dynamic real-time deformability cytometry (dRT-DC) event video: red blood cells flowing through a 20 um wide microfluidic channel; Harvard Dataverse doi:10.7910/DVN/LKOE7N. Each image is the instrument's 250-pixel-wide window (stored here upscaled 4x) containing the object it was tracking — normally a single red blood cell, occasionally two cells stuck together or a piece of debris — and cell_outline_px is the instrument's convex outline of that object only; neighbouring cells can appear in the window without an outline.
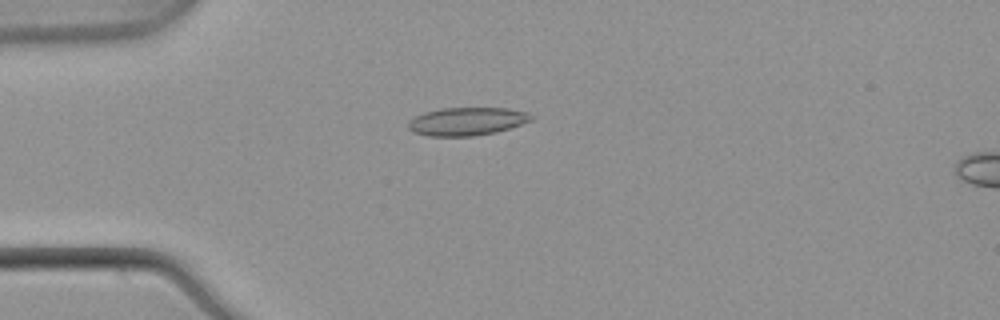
{"species": "common noctule bat (a hibernating species)", "species_latin": "Nyctalus noctula", "temperature_condition": "warm", "stored_images_in_passage": 45, "camera_frame_rate_fps": 3000, "um_per_image_px": 0.085, "animal": {"sex": "male", "body_mass_g": 21.5, "forearm_length_mm": 52.0}, "frame": {"image": 1, "passage_image": 6, "time_ms": 1.667, "image_size_px": [1000, 320], "cell_outline_px": [[532, 120], [496, 132], [472, 136], [428, 136], [416, 132], [408, 128], [408, 120], [424, 112], [440, 108], [508, 108], [528, 112], [532, 116]], "centroid_in_image_um": [39.67, 10.31], "position_along_channel_um": 45.3, "area_um2": 20.0}}
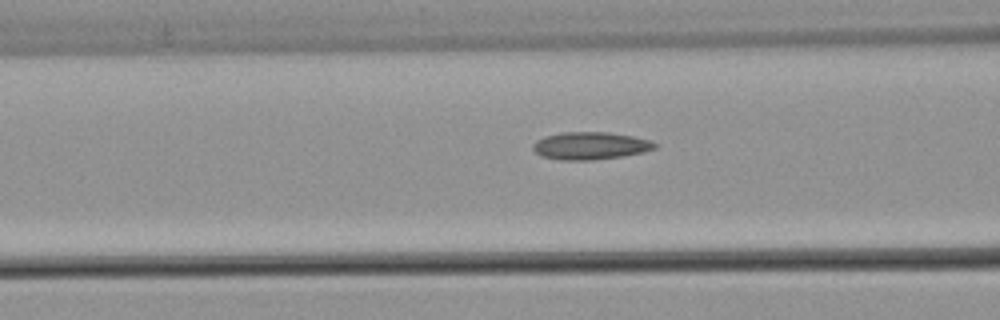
{"frame": {"image": 2, "passage_image": 13, "time_ms": 4.0, "image_size_px": [1000, 320], "cell_outline_px": [[656, 148], [644, 152], [620, 156], [592, 160], [560, 160], [540, 156], [532, 148], [532, 144], [536, 140], [544, 136], [564, 132], [608, 132], [632, 136], [652, 140], [656, 144]], "centroid_in_image_um": [50.15, 12.38], "position_along_channel_um": 116.4, "area_um2": 19.59}}
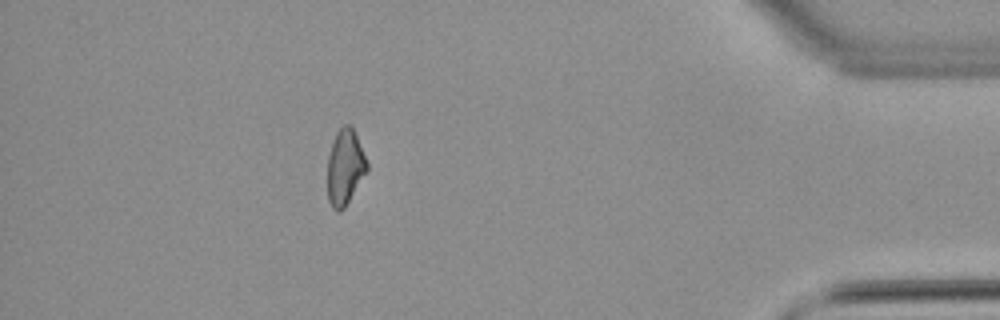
{"frame": {"image": 3, "passage_image": 39, "time_ms": 12.667, "image_size_px": [1000, 320], "cell_outline_px": [[368, 168], [344, 208], [340, 212], [336, 212], [332, 208], [328, 200], [328, 156], [332, 140], [336, 132], [344, 124], [348, 124], [352, 128], [356, 136], [368, 164]], "centroid_in_image_um": [29.29, 14.22], "position_along_channel_um": 405.9, "area_um2": 17.11}, "authors_computed_cell_mechanics": {"area_um2": 18.2648, "velocity_mm_per_s": 3.9013, "shape_relaxation_time_tau1_ms": null, "shape_relaxation_time_tau2_ms": 6.3313, "deformation_change_tau1": null, "deformation_change_tau2": 0.1493}}